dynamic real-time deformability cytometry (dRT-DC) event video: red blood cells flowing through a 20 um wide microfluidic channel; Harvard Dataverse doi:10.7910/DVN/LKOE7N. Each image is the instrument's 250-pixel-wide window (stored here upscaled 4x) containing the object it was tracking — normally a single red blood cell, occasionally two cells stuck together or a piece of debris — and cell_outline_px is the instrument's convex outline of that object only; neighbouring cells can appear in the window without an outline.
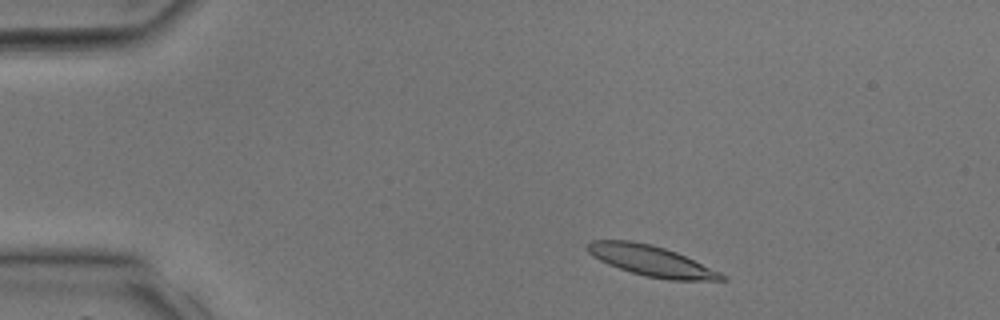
{"species": "common noctule bat (a hibernating species)", "species_latin": "Nyctalus noctula", "temperature_condition": "room temperature", "stored_images_in_passage": 7, "camera_frame_rate_fps": 3000, "um_per_image_px": 0.085, "animal": {"sex": "male", "body_mass_g": 17.9, "forearm_length_mm": 54.2}, "frame": {"image": 1, "passage_image": 2, "time_ms": 0.333, "image_size_px": [1000, 320], "cell_outline_px": [[728, 280], [668, 280], [644, 276], [608, 264], [592, 256], [588, 252], [588, 244], [592, 240], [632, 240], [652, 244], [676, 252], [720, 272], [728, 276]], "centroid_in_image_um": [55.37, 22.17], "position_along_channel_um": 29.6, "area_um2": 23.76}}